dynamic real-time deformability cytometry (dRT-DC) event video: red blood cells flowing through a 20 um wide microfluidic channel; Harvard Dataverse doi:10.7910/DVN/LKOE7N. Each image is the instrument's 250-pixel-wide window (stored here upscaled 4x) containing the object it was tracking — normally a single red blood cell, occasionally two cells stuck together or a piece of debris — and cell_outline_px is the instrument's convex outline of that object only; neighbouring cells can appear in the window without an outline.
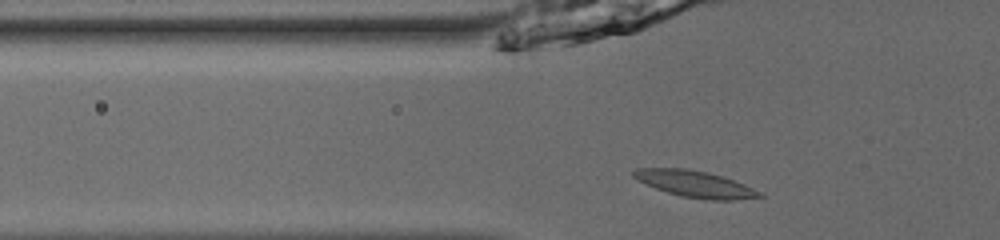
{"species": "common noctule bat (a hibernating species)", "species_latin": "Nyctalus noctula", "temperature_condition": "room temperature", "stored_images_in_passage": 43, "camera_frame_rate_fps": 3000, "um_per_image_px": 0.085, "animal": {"sex": "male", "body_mass_g": 13.0, "forearm_length_mm": 53.1}, "frame": {"image": 1, "passage_image": 13, "time_ms": 4.0, "image_size_px": [1000, 240], "cell_outline_px": [[764, 196], [736, 200], [712, 200], [680, 196], [656, 188], [636, 180], [632, 176], [632, 172], [636, 168], [688, 168], [708, 172], [744, 184], [760, 192]], "centroid_in_image_um": [59.04, 15.63], "position_along_channel_um": 66.8, "area_um2": 19.31}}
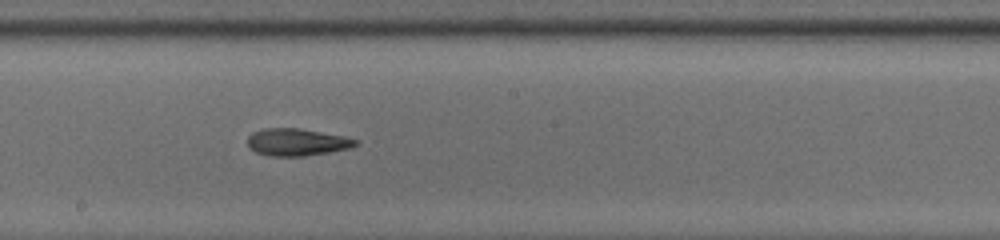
{"frame": {"image": 2, "passage_image": 25, "time_ms": 8.0, "image_size_px": [1000, 240], "cell_outline_px": [[360, 144], [352, 148], [304, 156], [268, 156], [256, 152], [248, 148], [248, 136], [252, 132], [264, 128], [296, 128], [344, 136], [360, 140]], "centroid_in_image_um": [25.25, 12.09], "position_along_channel_um": 223.0, "area_um2": 17.28}}
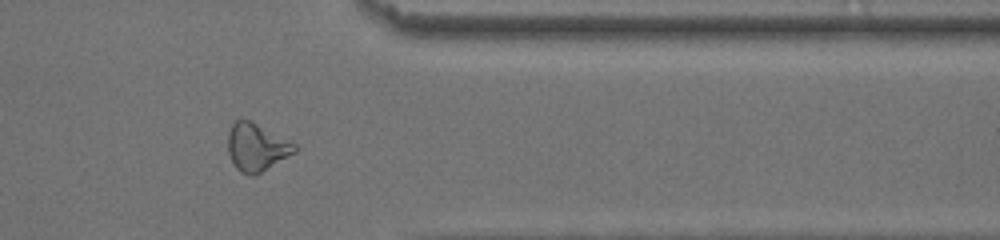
{"frame": {"image": 3, "passage_image": 38, "time_ms": 12.333, "image_size_px": [1000, 240], "cell_outline_px": [[300, 148], [296, 152], [260, 172], [252, 176], [240, 172], [236, 168], [228, 152], [228, 132], [232, 124], [236, 120], [248, 120], [296, 144]], "centroid_in_image_um": [21.8, 12.52], "position_along_channel_um": 389.6, "area_um2": 18.15}}